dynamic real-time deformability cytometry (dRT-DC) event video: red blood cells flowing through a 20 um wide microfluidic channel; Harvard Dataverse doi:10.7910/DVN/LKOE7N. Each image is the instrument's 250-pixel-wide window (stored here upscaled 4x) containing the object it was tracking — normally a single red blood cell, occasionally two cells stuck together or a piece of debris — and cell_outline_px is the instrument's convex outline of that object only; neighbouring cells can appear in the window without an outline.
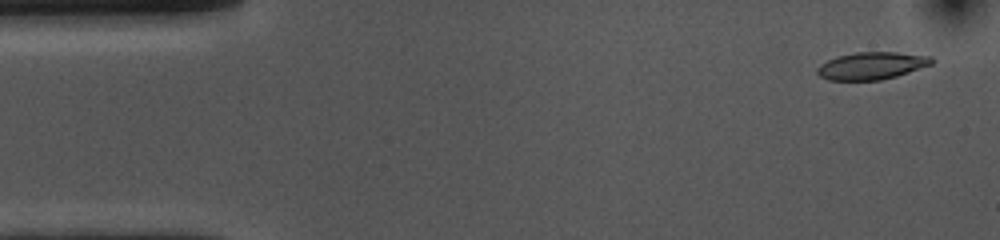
{"species": "common noctule bat (a hibernating species)", "species_latin": "Nyctalus noctula", "temperature_condition": "cold", "stored_images_in_passage": 53, "camera_frame_rate_fps": 3000, "um_per_image_px": 0.085, "animal": {"sex": "female", "body_mass_g": 10.0, "forearm_length_mm": 53.1}, "frame": {"image": 1, "passage_image": 2, "time_ms": 0.333, "image_size_px": [1000, 240], "cell_outline_px": [[936, 60], [932, 64], [896, 76], [880, 80], [828, 80], [820, 76], [816, 72], [816, 68], [820, 64], [836, 56], [856, 52], [896, 52], [932, 56]], "centroid_in_image_um": [74.09, 5.58], "position_along_channel_um": 10.9, "area_um2": 18.32}}
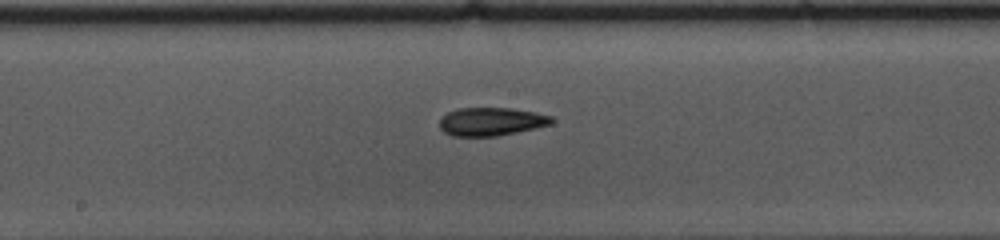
{"frame": {"image": 2, "passage_image": 26, "time_ms": 8.333, "image_size_px": [1000, 240], "cell_outline_px": [[556, 120], [552, 124], [536, 128], [496, 136], [452, 136], [444, 132], [440, 128], [440, 120], [448, 112], [460, 108], [512, 108], [536, 112], [552, 116]], "centroid_in_image_um": [41.8, 10.33], "position_along_channel_um": 206.4, "area_um2": 18.5}}
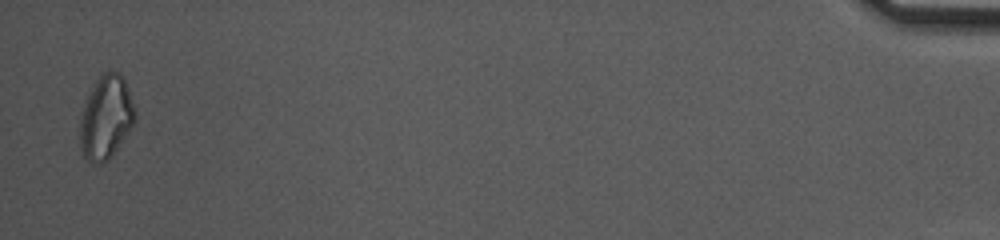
{"frame": {"image": 3, "passage_image": 52, "time_ms": 17.0, "image_size_px": [1000, 240], "cell_outline_px": [[136, 120], [108, 160], [100, 164], [92, 164], [80, 152], [80, 116], [84, 104], [100, 72], [120, 72], [124, 76], [136, 108]], "centroid_in_image_um": [9.01, 9.96], "position_along_channel_um": 426.2, "area_um2": 26.99}, "authors_computed_cell_mechanics": {"area_um2": 18.7272, "velocity_mm_per_s": 3.6471, "shape_relaxation_time_tau1_ms": 5.187, "shape_relaxation_time_tau2_ms": 4.4726, "deformation_change_tau1": 0.1293, "deformation_change_tau2": 0.1138}}